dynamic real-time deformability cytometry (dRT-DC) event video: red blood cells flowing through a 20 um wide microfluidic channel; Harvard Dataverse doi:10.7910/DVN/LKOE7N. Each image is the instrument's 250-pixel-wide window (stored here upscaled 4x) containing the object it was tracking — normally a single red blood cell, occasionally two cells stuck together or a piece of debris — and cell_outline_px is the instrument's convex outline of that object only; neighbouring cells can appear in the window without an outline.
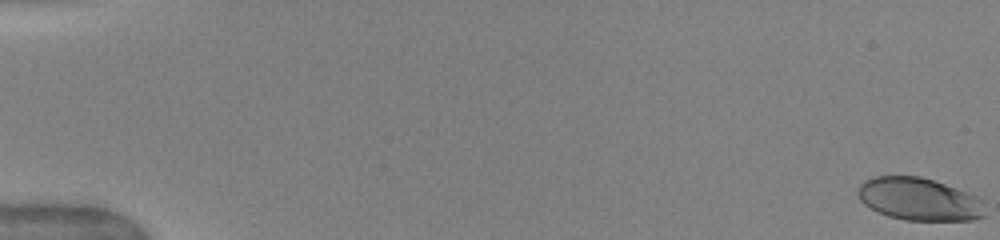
{"species": "human", "species_latin": "Homo sapiens", "temperature_condition": "warm", "stored_images_in_passage": 52, "camera_frame_rate_fps": 3000, "um_per_image_px": 0.085, "donor": {"sex": "female"}, "frame": {"image": 1, "passage_image": 1, "time_ms": 0.0, "image_size_px": [1000, 240], "cell_outline_px": [[984, 216], [972, 220], [904, 220], [888, 216], [864, 204], [860, 200], [856, 192], [856, 188], [864, 180], [872, 176], [920, 176], [956, 188], [976, 196], [984, 200]], "centroid_in_image_um": [78.1, 16.92], "position_along_channel_um": 6.9, "area_um2": 31.62}}
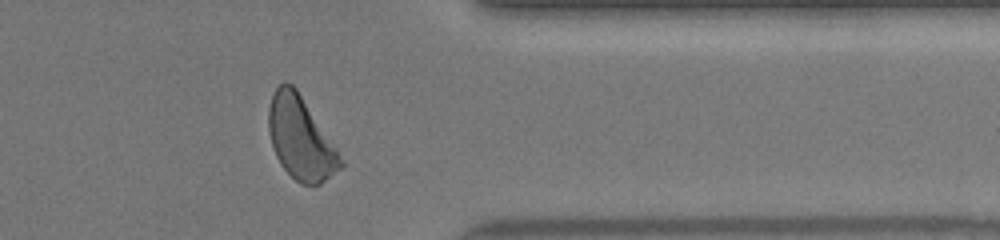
{"frame": {"image": 2, "passage_image": 43, "time_ms": 14.0, "image_size_px": [1000, 240], "cell_outline_px": [[344, 164], [340, 168], [320, 184], [300, 184], [280, 164], [276, 156], [272, 144], [268, 128], [268, 108], [272, 96], [276, 88], [280, 84], [292, 84], [296, 88], [336, 148]], "centroid_in_image_um": [25.53, 11.76], "position_along_channel_um": 385.9, "area_um2": 33.87}}
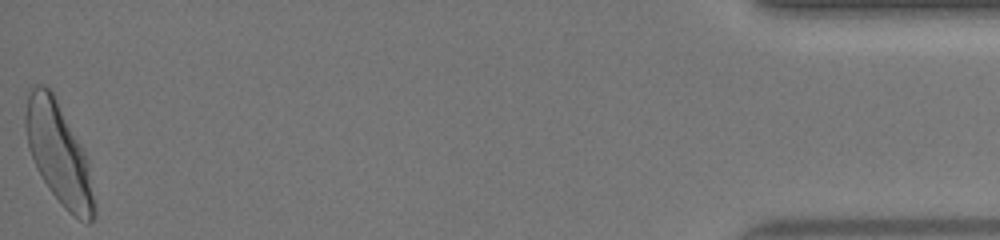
{"frame": {"image": 3, "passage_image": 52, "time_ms": 17.0, "image_size_px": [1000, 240], "cell_outline_px": [[96, 216], [88, 224], [72, 216], [60, 204], [48, 188], [36, 168], [28, 148], [24, 124], [24, 116], [28, 92], [36, 84], [44, 84], [52, 92], [88, 156], [96, 208]], "centroid_in_image_um": [5.0, 13.1], "position_along_channel_um": 430.2, "area_um2": 41.04}, "authors_computed_cell_mechanics": {"area_um2": 35.2291, "velocity_mm_per_s": 4.0303, "shape_relaxation_time_tau1_ms": 2.6609, "shape_relaxation_time_tau2_ms": null, "deformation_change_tau1": 0.1568, "deformation_change_tau2": null}}